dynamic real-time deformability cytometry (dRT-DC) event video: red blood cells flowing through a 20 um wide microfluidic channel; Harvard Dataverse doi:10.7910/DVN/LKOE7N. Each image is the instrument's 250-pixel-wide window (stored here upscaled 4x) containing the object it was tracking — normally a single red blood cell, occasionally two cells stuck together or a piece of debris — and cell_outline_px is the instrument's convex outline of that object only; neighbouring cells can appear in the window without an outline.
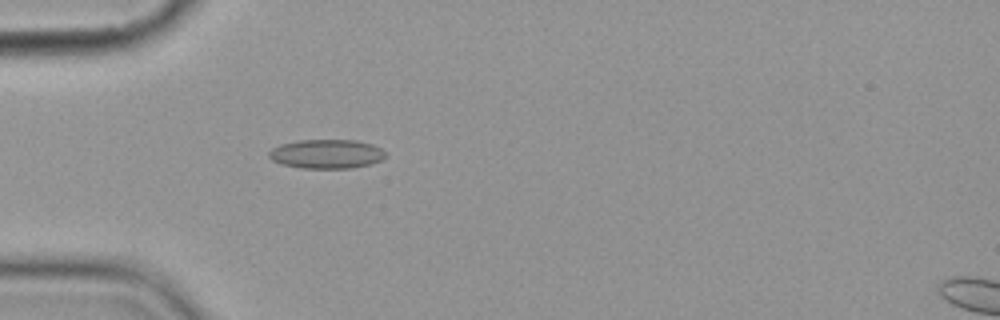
{"species": "common noctule bat (a hibernating species)", "species_latin": "Nyctalus noctula", "temperature_condition": "cold", "stored_images_in_passage": 4, "camera_frame_rate_fps": 3000, "um_per_image_px": 0.085, "animal": {"sex": "female", "body_mass_g": 19.9}, "frame": {"image": 1, "passage_image": 3, "time_ms": 3.333, "image_size_px": [1000, 320], "cell_outline_px": [[384, 156], [380, 160], [368, 164], [352, 168], [300, 168], [280, 164], [272, 160], [268, 156], [268, 152], [272, 148], [280, 144], [300, 140], [356, 140], [372, 144], [380, 148], [384, 152]], "centroid_in_image_um": [27.7, 13.08], "position_along_channel_um": 57.3, "area_um2": 19.71}}